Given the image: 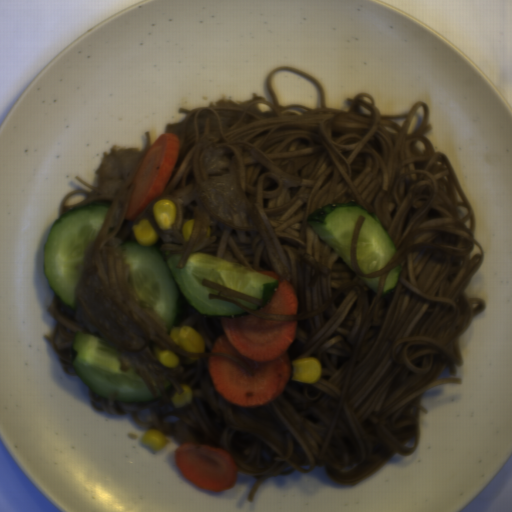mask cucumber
<instances>
[{
  "instance_id": "586b57bf",
  "label": "cucumber",
  "mask_w": 512,
  "mask_h": 512,
  "mask_svg": "<svg viewBox=\"0 0 512 512\" xmlns=\"http://www.w3.org/2000/svg\"><path fill=\"white\" fill-rule=\"evenodd\" d=\"M364 217L356 241V257L362 273L375 272L388 264L397 247L376 215L356 202L329 204L309 214V228L323 240L350 269L351 242L356 223Z\"/></svg>"
},
{
  "instance_id": "8b760119",
  "label": "cucumber",
  "mask_w": 512,
  "mask_h": 512,
  "mask_svg": "<svg viewBox=\"0 0 512 512\" xmlns=\"http://www.w3.org/2000/svg\"><path fill=\"white\" fill-rule=\"evenodd\" d=\"M118 247L139 302L149 307L169 332L183 317V297L204 316L226 319L250 314L228 301L209 298L220 290L203 285V280L260 299L261 305H255L237 298L252 311L268 305L278 289L277 279L205 252H192L184 266L177 268L181 253L166 260L155 246L123 241Z\"/></svg>"
},
{
  "instance_id": "2a18db57",
  "label": "cucumber",
  "mask_w": 512,
  "mask_h": 512,
  "mask_svg": "<svg viewBox=\"0 0 512 512\" xmlns=\"http://www.w3.org/2000/svg\"><path fill=\"white\" fill-rule=\"evenodd\" d=\"M70 362L77 378L101 398L115 393L116 400L140 406L156 399L135 370L121 369L118 349L94 335L76 332Z\"/></svg>"
},
{
  "instance_id": "888e309b",
  "label": "cucumber",
  "mask_w": 512,
  "mask_h": 512,
  "mask_svg": "<svg viewBox=\"0 0 512 512\" xmlns=\"http://www.w3.org/2000/svg\"><path fill=\"white\" fill-rule=\"evenodd\" d=\"M110 205L95 204L70 210L55 221L42 253L44 276L57 297L75 308L83 252L103 227Z\"/></svg>"
},
{
  "instance_id": "734fbe4a",
  "label": "cucumber",
  "mask_w": 512,
  "mask_h": 512,
  "mask_svg": "<svg viewBox=\"0 0 512 512\" xmlns=\"http://www.w3.org/2000/svg\"><path fill=\"white\" fill-rule=\"evenodd\" d=\"M401 265L390 269L382 288V296L393 291L399 284V276L401 272Z\"/></svg>"
},
{
  "instance_id": "9523449b",
  "label": "cucumber",
  "mask_w": 512,
  "mask_h": 512,
  "mask_svg": "<svg viewBox=\"0 0 512 512\" xmlns=\"http://www.w3.org/2000/svg\"><path fill=\"white\" fill-rule=\"evenodd\" d=\"M358 277V276H357ZM369 289L377 292L380 277H358Z\"/></svg>"
}]
</instances>
